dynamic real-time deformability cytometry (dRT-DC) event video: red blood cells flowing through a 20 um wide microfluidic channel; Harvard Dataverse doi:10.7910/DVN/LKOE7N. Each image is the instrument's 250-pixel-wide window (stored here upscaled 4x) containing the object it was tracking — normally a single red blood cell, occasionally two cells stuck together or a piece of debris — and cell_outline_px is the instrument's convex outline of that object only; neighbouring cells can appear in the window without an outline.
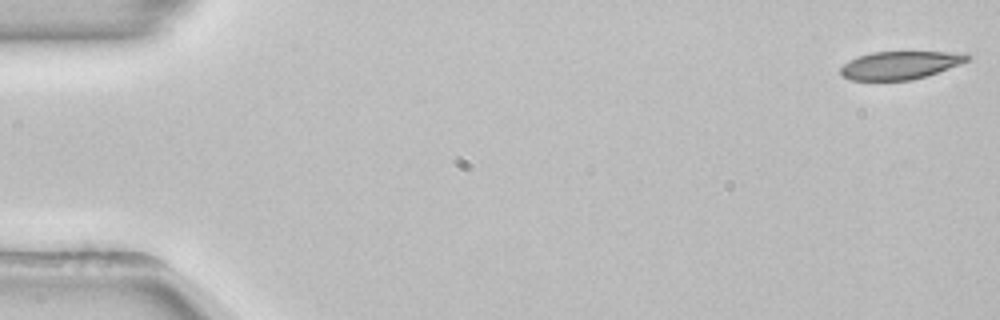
{"species": "common noctule bat (a hibernating species)", "species_latin": "Nyctalus noctula", "temperature_condition": "room temperature", "stored_images_in_passage": 53, "camera_frame_rate_fps": 3000, "um_per_image_px": 0.085, "animal": {"sex": "female", "body_mass_g": 22.7, "forearm_length_mm": 54.2}, "frame": {"image": 1, "passage_image": 1, "time_ms": 0.0, "image_size_px": [1000, 320], "cell_outline_px": [[972, 56], [968, 60], [960, 64], [928, 76], [912, 80], [852, 80], [844, 76], [840, 72], [840, 68], [848, 60], [872, 52], [968, 52]], "centroid_in_image_um": [76.57, 5.53], "position_along_channel_um": 8.4, "area_um2": 20.75}}
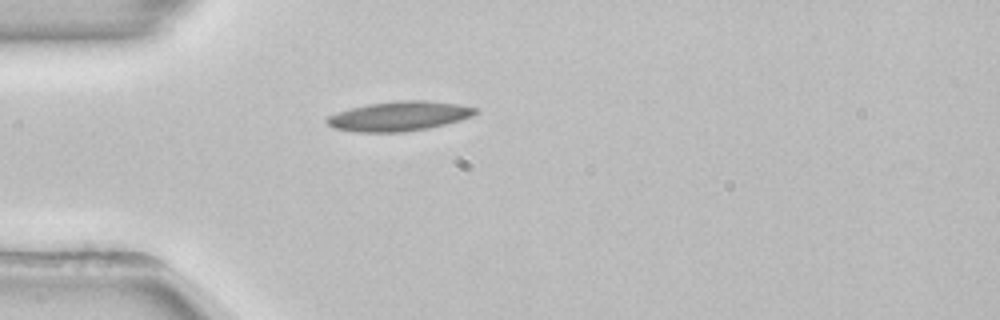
{"frame": {"image": 2, "passage_image": 15, "time_ms": 4.667, "image_size_px": [1000, 320], "cell_outline_px": [[480, 112], [472, 116], [460, 120], [428, 128], [404, 132], [356, 132], [332, 128], [324, 120], [328, 116], [352, 108], [368, 104], [396, 100], [420, 100], [460, 104], [480, 108]], "centroid_in_image_um": [33.96, 9.87], "position_along_channel_um": 51.0, "area_um2": 25.66}}